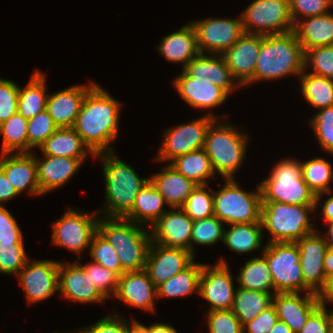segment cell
Segmentation results:
<instances>
[{"mask_svg":"<svg viewBox=\"0 0 333 333\" xmlns=\"http://www.w3.org/2000/svg\"><path fill=\"white\" fill-rule=\"evenodd\" d=\"M59 261L30 260L19 271L17 278L28 303L35 304L59 291Z\"/></svg>","mask_w":333,"mask_h":333,"instance_id":"obj_15","label":"cell"},{"mask_svg":"<svg viewBox=\"0 0 333 333\" xmlns=\"http://www.w3.org/2000/svg\"><path fill=\"white\" fill-rule=\"evenodd\" d=\"M43 72L34 70L25 87L19 86L18 112L27 120L46 110L48 94Z\"/></svg>","mask_w":333,"mask_h":333,"instance_id":"obj_33","label":"cell"},{"mask_svg":"<svg viewBox=\"0 0 333 333\" xmlns=\"http://www.w3.org/2000/svg\"><path fill=\"white\" fill-rule=\"evenodd\" d=\"M240 269L235 278L239 284L238 287L273 295L277 293L268 264L263 256L251 258Z\"/></svg>","mask_w":333,"mask_h":333,"instance_id":"obj_39","label":"cell"},{"mask_svg":"<svg viewBox=\"0 0 333 333\" xmlns=\"http://www.w3.org/2000/svg\"><path fill=\"white\" fill-rule=\"evenodd\" d=\"M169 164L196 185H207L208 179L215 178L210 158L204 149L178 156Z\"/></svg>","mask_w":333,"mask_h":333,"instance_id":"obj_36","label":"cell"},{"mask_svg":"<svg viewBox=\"0 0 333 333\" xmlns=\"http://www.w3.org/2000/svg\"><path fill=\"white\" fill-rule=\"evenodd\" d=\"M123 318L118 314H111L80 331L81 333H127V320Z\"/></svg>","mask_w":333,"mask_h":333,"instance_id":"obj_55","label":"cell"},{"mask_svg":"<svg viewBox=\"0 0 333 333\" xmlns=\"http://www.w3.org/2000/svg\"><path fill=\"white\" fill-rule=\"evenodd\" d=\"M263 230L262 222L230 224L222 243L236 253H250L261 247Z\"/></svg>","mask_w":333,"mask_h":333,"instance_id":"obj_35","label":"cell"},{"mask_svg":"<svg viewBox=\"0 0 333 333\" xmlns=\"http://www.w3.org/2000/svg\"><path fill=\"white\" fill-rule=\"evenodd\" d=\"M89 254L93 262L101 264L107 269L117 273L119 276L125 272L122 269L115 249L98 231L91 240Z\"/></svg>","mask_w":333,"mask_h":333,"instance_id":"obj_44","label":"cell"},{"mask_svg":"<svg viewBox=\"0 0 333 333\" xmlns=\"http://www.w3.org/2000/svg\"><path fill=\"white\" fill-rule=\"evenodd\" d=\"M81 266L85 269L87 275L90 276L95 287L107 300L115 295L120 277L117 273L93 261Z\"/></svg>","mask_w":333,"mask_h":333,"instance_id":"obj_49","label":"cell"},{"mask_svg":"<svg viewBox=\"0 0 333 333\" xmlns=\"http://www.w3.org/2000/svg\"><path fill=\"white\" fill-rule=\"evenodd\" d=\"M318 298L323 305L327 303L333 304V275L326 279V284L318 294Z\"/></svg>","mask_w":333,"mask_h":333,"instance_id":"obj_58","label":"cell"},{"mask_svg":"<svg viewBox=\"0 0 333 333\" xmlns=\"http://www.w3.org/2000/svg\"><path fill=\"white\" fill-rule=\"evenodd\" d=\"M193 222L182 208L173 207L151 226V240L165 247L191 252Z\"/></svg>","mask_w":333,"mask_h":333,"instance_id":"obj_17","label":"cell"},{"mask_svg":"<svg viewBox=\"0 0 333 333\" xmlns=\"http://www.w3.org/2000/svg\"><path fill=\"white\" fill-rule=\"evenodd\" d=\"M321 214L323 215L324 221L327 223L333 222V196H328L324 201Z\"/></svg>","mask_w":333,"mask_h":333,"instance_id":"obj_59","label":"cell"},{"mask_svg":"<svg viewBox=\"0 0 333 333\" xmlns=\"http://www.w3.org/2000/svg\"><path fill=\"white\" fill-rule=\"evenodd\" d=\"M98 218L95 212L70 208L52 225L53 245L68 249L75 254L89 250L91 240L97 232Z\"/></svg>","mask_w":333,"mask_h":333,"instance_id":"obj_12","label":"cell"},{"mask_svg":"<svg viewBox=\"0 0 333 333\" xmlns=\"http://www.w3.org/2000/svg\"><path fill=\"white\" fill-rule=\"evenodd\" d=\"M327 226H329L327 231L328 235L323 233V237L328 245V248H333V222L327 223Z\"/></svg>","mask_w":333,"mask_h":333,"instance_id":"obj_64","label":"cell"},{"mask_svg":"<svg viewBox=\"0 0 333 333\" xmlns=\"http://www.w3.org/2000/svg\"><path fill=\"white\" fill-rule=\"evenodd\" d=\"M305 52L294 33L263 35L254 77L245 85L285 76L299 77L305 70Z\"/></svg>","mask_w":333,"mask_h":333,"instance_id":"obj_2","label":"cell"},{"mask_svg":"<svg viewBox=\"0 0 333 333\" xmlns=\"http://www.w3.org/2000/svg\"><path fill=\"white\" fill-rule=\"evenodd\" d=\"M304 52L320 46L333 45V14L326 13L296 20L292 29Z\"/></svg>","mask_w":333,"mask_h":333,"instance_id":"obj_29","label":"cell"},{"mask_svg":"<svg viewBox=\"0 0 333 333\" xmlns=\"http://www.w3.org/2000/svg\"><path fill=\"white\" fill-rule=\"evenodd\" d=\"M18 195L20 194L0 169V206L3 205L2 203L8 202Z\"/></svg>","mask_w":333,"mask_h":333,"instance_id":"obj_57","label":"cell"},{"mask_svg":"<svg viewBox=\"0 0 333 333\" xmlns=\"http://www.w3.org/2000/svg\"><path fill=\"white\" fill-rule=\"evenodd\" d=\"M194 255L185 249L169 248L151 242L145 270L157 288L162 283L183 271L193 261Z\"/></svg>","mask_w":333,"mask_h":333,"instance_id":"obj_18","label":"cell"},{"mask_svg":"<svg viewBox=\"0 0 333 333\" xmlns=\"http://www.w3.org/2000/svg\"><path fill=\"white\" fill-rule=\"evenodd\" d=\"M149 333H177V330L165 323H154L149 325Z\"/></svg>","mask_w":333,"mask_h":333,"instance_id":"obj_61","label":"cell"},{"mask_svg":"<svg viewBox=\"0 0 333 333\" xmlns=\"http://www.w3.org/2000/svg\"><path fill=\"white\" fill-rule=\"evenodd\" d=\"M158 52L169 62L178 63L182 69L197 55L200 54L197 36L191 23L182 26L176 32L161 38Z\"/></svg>","mask_w":333,"mask_h":333,"instance_id":"obj_28","label":"cell"},{"mask_svg":"<svg viewBox=\"0 0 333 333\" xmlns=\"http://www.w3.org/2000/svg\"><path fill=\"white\" fill-rule=\"evenodd\" d=\"M191 24L201 54H222L244 33L240 15L236 19L206 18Z\"/></svg>","mask_w":333,"mask_h":333,"instance_id":"obj_13","label":"cell"},{"mask_svg":"<svg viewBox=\"0 0 333 333\" xmlns=\"http://www.w3.org/2000/svg\"><path fill=\"white\" fill-rule=\"evenodd\" d=\"M262 249L277 293L311 292L304 285L296 242H270Z\"/></svg>","mask_w":333,"mask_h":333,"instance_id":"obj_9","label":"cell"},{"mask_svg":"<svg viewBox=\"0 0 333 333\" xmlns=\"http://www.w3.org/2000/svg\"><path fill=\"white\" fill-rule=\"evenodd\" d=\"M100 217L103 219L98 220L97 231L115 249L122 269L125 272L145 269L152 242L150 228L146 230L122 217Z\"/></svg>","mask_w":333,"mask_h":333,"instance_id":"obj_4","label":"cell"},{"mask_svg":"<svg viewBox=\"0 0 333 333\" xmlns=\"http://www.w3.org/2000/svg\"><path fill=\"white\" fill-rule=\"evenodd\" d=\"M240 16L246 33L283 34L291 32L294 26L289 0H254Z\"/></svg>","mask_w":333,"mask_h":333,"instance_id":"obj_10","label":"cell"},{"mask_svg":"<svg viewBox=\"0 0 333 333\" xmlns=\"http://www.w3.org/2000/svg\"><path fill=\"white\" fill-rule=\"evenodd\" d=\"M268 333H294L290 327L280 320H278Z\"/></svg>","mask_w":333,"mask_h":333,"instance_id":"obj_63","label":"cell"},{"mask_svg":"<svg viewBox=\"0 0 333 333\" xmlns=\"http://www.w3.org/2000/svg\"><path fill=\"white\" fill-rule=\"evenodd\" d=\"M323 267L326 279L333 275V248H328L324 255Z\"/></svg>","mask_w":333,"mask_h":333,"instance_id":"obj_60","label":"cell"},{"mask_svg":"<svg viewBox=\"0 0 333 333\" xmlns=\"http://www.w3.org/2000/svg\"><path fill=\"white\" fill-rule=\"evenodd\" d=\"M19 86L5 79H0V124L18 112Z\"/></svg>","mask_w":333,"mask_h":333,"instance_id":"obj_52","label":"cell"},{"mask_svg":"<svg viewBox=\"0 0 333 333\" xmlns=\"http://www.w3.org/2000/svg\"><path fill=\"white\" fill-rule=\"evenodd\" d=\"M23 239L15 217L4 205L0 206V243H23Z\"/></svg>","mask_w":333,"mask_h":333,"instance_id":"obj_54","label":"cell"},{"mask_svg":"<svg viewBox=\"0 0 333 333\" xmlns=\"http://www.w3.org/2000/svg\"><path fill=\"white\" fill-rule=\"evenodd\" d=\"M114 297L131 307L154 312L157 288L150 280L145 269L124 272L119 277L118 287Z\"/></svg>","mask_w":333,"mask_h":333,"instance_id":"obj_24","label":"cell"},{"mask_svg":"<svg viewBox=\"0 0 333 333\" xmlns=\"http://www.w3.org/2000/svg\"><path fill=\"white\" fill-rule=\"evenodd\" d=\"M315 205H295L281 202H262L261 222L270 233V242H296L316 232L310 223Z\"/></svg>","mask_w":333,"mask_h":333,"instance_id":"obj_6","label":"cell"},{"mask_svg":"<svg viewBox=\"0 0 333 333\" xmlns=\"http://www.w3.org/2000/svg\"><path fill=\"white\" fill-rule=\"evenodd\" d=\"M279 320L273 304L253 320L243 325V333H268Z\"/></svg>","mask_w":333,"mask_h":333,"instance_id":"obj_56","label":"cell"},{"mask_svg":"<svg viewBox=\"0 0 333 333\" xmlns=\"http://www.w3.org/2000/svg\"><path fill=\"white\" fill-rule=\"evenodd\" d=\"M0 169L21 194L28 190L30 195H42L37 179V165L33 152L0 154Z\"/></svg>","mask_w":333,"mask_h":333,"instance_id":"obj_23","label":"cell"},{"mask_svg":"<svg viewBox=\"0 0 333 333\" xmlns=\"http://www.w3.org/2000/svg\"><path fill=\"white\" fill-rule=\"evenodd\" d=\"M85 159L43 155L35 156L37 179L42 195L60 188L78 172Z\"/></svg>","mask_w":333,"mask_h":333,"instance_id":"obj_26","label":"cell"},{"mask_svg":"<svg viewBox=\"0 0 333 333\" xmlns=\"http://www.w3.org/2000/svg\"><path fill=\"white\" fill-rule=\"evenodd\" d=\"M57 129V125L46 110L29 119L27 125L28 152H32L31 149L39 148Z\"/></svg>","mask_w":333,"mask_h":333,"instance_id":"obj_46","label":"cell"},{"mask_svg":"<svg viewBox=\"0 0 333 333\" xmlns=\"http://www.w3.org/2000/svg\"><path fill=\"white\" fill-rule=\"evenodd\" d=\"M305 295V296H304ZM276 293L272 304L280 321L285 322L294 333H299L308 317L321 305L318 294L305 292Z\"/></svg>","mask_w":333,"mask_h":333,"instance_id":"obj_22","label":"cell"},{"mask_svg":"<svg viewBox=\"0 0 333 333\" xmlns=\"http://www.w3.org/2000/svg\"><path fill=\"white\" fill-rule=\"evenodd\" d=\"M303 71L299 76L303 98L318 110L333 106V80Z\"/></svg>","mask_w":333,"mask_h":333,"instance_id":"obj_40","label":"cell"},{"mask_svg":"<svg viewBox=\"0 0 333 333\" xmlns=\"http://www.w3.org/2000/svg\"><path fill=\"white\" fill-rule=\"evenodd\" d=\"M262 202L315 205V194L302 177L300 161L288 158L278 162L270 176L259 184Z\"/></svg>","mask_w":333,"mask_h":333,"instance_id":"obj_7","label":"cell"},{"mask_svg":"<svg viewBox=\"0 0 333 333\" xmlns=\"http://www.w3.org/2000/svg\"><path fill=\"white\" fill-rule=\"evenodd\" d=\"M304 66L305 70L310 66L313 75L333 80V45L306 50Z\"/></svg>","mask_w":333,"mask_h":333,"instance_id":"obj_45","label":"cell"},{"mask_svg":"<svg viewBox=\"0 0 333 333\" xmlns=\"http://www.w3.org/2000/svg\"><path fill=\"white\" fill-rule=\"evenodd\" d=\"M220 122L222 120L215 119L209 126L203 149L210 158L215 173L218 172L224 179L235 178L234 173L246 159L249 137L232 124Z\"/></svg>","mask_w":333,"mask_h":333,"instance_id":"obj_5","label":"cell"},{"mask_svg":"<svg viewBox=\"0 0 333 333\" xmlns=\"http://www.w3.org/2000/svg\"><path fill=\"white\" fill-rule=\"evenodd\" d=\"M28 120L19 112L0 124V134L3 136L2 153L28 152Z\"/></svg>","mask_w":333,"mask_h":333,"instance_id":"obj_41","label":"cell"},{"mask_svg":"<svg viewBox=\"0 0 333 333\" xmlns=\"http://www.w3.org/2000/svg\"><path fill=\"white\" fill-rule=\"evenodd\" d=\"M209 333H243V326L231 310L206 313Z\"/></svg>","mask_w":333,"mask_h":333,"instance_id":"obj_50","label":"cell"},{"mask_svg":"<svg viewBox=\"0 0 333 333\" xmlns=\"http://www.w3.org/2000/svg\"><path fill=\"white\" fill-rule=\"evenodd\" d=\"M94 157L102 159L105 179V207L99 213L104 217H124L133 207L139 191L150 180L140 178L136 171L114 152H102ZM104 212V213H103Z\"/></svg>","mask_w":333,"mask_h":333,"instance_id":"obj_3","label":"cell"},{"mask_svg":"<svg viewBox=\"0 0 333 333\" xmlns=\"http://www.w3.org/2000/svg\"><path fill=\"white\" fill-rule=\"evenodd\" d=\"M95 84L73 85L67 89L48 95L46 111L58 128L73 127L80 112L87 91Z\"/></svg>","mask_w":333,"mask_h":333,"instance_id":"obj_25","label":"cell"},{"mask_svg":"<svg viewBox=\"0 0 333 333\" xmlns=\"http://www.w3.org/2000/svg\"><path fill=\"white\" fill-rule=\"evenodd\" d=\"M161 170L162 172L152 175L149 178L150 181L170 208H181L197 185L185 178L169 163Z\"/></svg>","mask_w":333,"mask_h":333,"instance_id":"obj_30","label":"cell"},{"mask_svg":"<svg viewBox=\"0 0 333 333\" xmlns=\"http://www.w3.org/2000/svg\"><path fill=\"white\" fill-rule=\"evenodd\" d=\"M300 255L304 285L313 293L319 294L326 284L323 267L328 245L318 230L296 241Z\"/></svg>","mask_w":333,"mask_h":333,"instance_id":"obj_16","label":"cell"},{"mask_svg":"<svg viewBox=\"0 0 333 333\" xmlns=\"http://www.w3.org/2000/svg\"><path fill=\"white\" fill-rule=\"evenodd\" d=\"M223 236V222L218 217L212 216L194 221L191 235V253L195 256L194 244L211 246L219 240L223 242Z\"/></svg>","mask_w":333,"mask_h":333,"instance_id":"obj_43","label":"cell"},{"mask_svg":"<svg viewBox=\"0 0 333 333\" xmlns=\"http://www.w3.org/2000/svg\"><path fill=\"white\" fill-rule=\"evenodd\" d=\"M121 104L95 83L86 93L73 129L94 153L113 152L118 136Z\"/></svg>","mask_w":333,"mask_h":333,"instance_id":"obj_1","label":"cell"},{"mask_svg":"<svg viewBox=\"0 0 333 333\" xmlns=\"http://www.w3.org/2000/svg\"><path fill=\"white\" fill-rule=\"evenodd\" d=\"M43 155L85 159L87 153L95 154L83 142L81 136L72 127L58 128L39 147ZM88 151V152H87Z\"/></svg>","mask_w":333,"mask_h":333,"instance_id":"obj_31","label":"cell"},{"mask_svg":"<svg viewBox=\"0 0 333 333\" xmlns=\"http://www.w3.org/2000/svg\"><path fill=\"white\" fill-rule=\"evenodd\" d=\"M207 187L208 185H197L181 207L193 221L214 216L213 189H209V193Z\"/></svg>","mask_w":333,"mask_h":333,"instance_id":"obj_42","label":"cell"},{"mask_svg":"<svg viewBox=\"0 0 333 333\" xmlns=\"http://www.w3.org/2000/svg\"><path fill=\"white\" fill-rule=\"evenodd\" d=\"M214 216L227 225L261 222V190L256 192L243 190L235 178L225 179V184L215 193Z\"/></svg>","mask_w":333,"mask_h":333,"instance_id":"obj_8","label":"cell"},{"mask_svg":"<svg viewBox=\"0 0 333 333\" xmlns=\"http://www.w3.org/2000/svg\"><path fill=\"white\" fill-rule=\"evenodd\" d=\"M210 112H207L206 116L167 129L155 161L170 163L178 156L203 149L209 126L215 119H219Z\"/></svg>","mask_w":333,"mask_h":333,"instance_id":"obj_11","label":"cell"},{"mask_svg":"<svg viewBox=\"0 0 333 333\" xmlns=\"http://www.w3.org/2000/svg\"><path fill=\"white\" fill-rule=\"evenodd\" d=\"M309 123L323 151L333 154V106L318 110Z\"/></svg>","mask_w":333,"mask_h":333,"instance_id":"obj_47","label":"cell"},{"mask_svg":"<svg viewBox=\"0 0 333 333\" xmlns=\"http://www.w3.org/2000/svg\"><path fill=\"white\" fill-rule=\"evenodd\" d=\"M228 264L221 258L213 266L203 264L199 295L209 303L208 311L231 310L236 287Z\"/></svg>","mask_w":333,"mask_h":333,"instance_id":"obj_14","label":"cell"},{"mask_svg":"<svg viewBox=\"0 0 333 333\" xmlns=\"http://www.w3.org/2000/svg\"><path fill=\"white\" fill-rule=\"evenodd\" d=\"M263 35L244 32L239 40L222 56L240 86H245L253 77Z\"/></svg>","mask_w":333,"mask_h":333,"instance_id":"obj_19","label":"cell"},{"mask_svg":"<svg viewBox=\"0 0 333 333\" xmlns=\"http://www.w3.org/2000/svg\"><path fill=\"white\" fill-rule=\"evenodd\" d=\"M28 259L24 243H0V274L17 276Z\"/></svg>","mask_w":333,"mask_h":333,"instance_id":"obj_48","label":"cell"},{"mask_svg":"<svg viewBox=\"0 0 333 333\" xmlns=\"http://www.w3.org/2000/svg\"><path fill=\"white\" fill-rule=\"evenodd\" d=\"M127 333H149V326L147 327L138 321L132 320L131 324L127 322Z\"/></svg>","mask_w":333,"mask_h":333,"instance_id":"obj_62","label":"cell"},{"mask_svg":"<svg viewBox=\"0 0 333 333\" xmlns=\"http://www.w3.org/2000/svg\"><path fill=\"white\" fill-rule=\"evenodd\" d=\"M58 284L61 296L67 300L84 304L103 303L106 300L77 261L74 264L60 261Z\"/></svg>","mask_w":333,"mask_h":333,"instance_id":"obj_20","label":"cell"},{"mask_svg":"<svg viewBox=\"0 0 333 333\" xmlns=\"http://www.w3.org/2000/svg\"><path fill=\"white\" fill-rule=\"evenodd\" d=\"M165 204L163 196L149 180L136 196L132 209L123 218L151 228L166 212Z\"/></svg>","mask_w":333,"mask_h":333,"instance_id":"obj_32","label":"cell"},{"mask_svg":"<svg viewBox=\"0 0 333 333\" xmlns=\"http://www.w3.org/2000/svg\"><path fill=\"white\" fill-rule=\"evenodd\" d=\"M299 333H333L332 312L321 304L309 317Z\"/></svg>","mask_w":333,"mask_h":333,"instance_id":"obj_53","label":"cell"},{"mask_svg":"<svg viewBox=\"0 0 333 333\" xmlns=\"http://www.w3.org/2000/svg\"><path fill=\"white\" fill-rule=\"evenodd\" d=\"M333 5L331 0H289L290 13L293 22L311 17L329 13L330 6Z\"/></svg>","mask_w":333,"mask_h":333,"instance_id":"obj_51","label":"cell"},{"mask_svg":"<svg viewBox=\"0 0 333 333\" xmlns=\"http://www.w3.org/2000/svg\"><path fill=\"white\" fill-rule=\"evenodd\" d=\"M55 333H59V332L56 331ZM71 333H72V332H71ZM74 333H75V332H74ZM76 333H81V331H80V330H79V331L76 330Z\"/></svg>","mask_w":333,"mask_h":333,"instance_id":"obj_65","label":"cell"},{"mask_svg":"<svg viewBox=\"0 0 333 333\" xmlns=\"http://www.w3.org/2000/svg\"><path fill=\"white\" fill-rule=\"evenodd\" d=\"M173 87L189 106L198 109H214L225 103L229 94L210 80L189 76L184 70L173 81Z\"/></svg>","mask_w":333,"mask_h":333,"instance_id":"obj_21","label":"cell"},{"mask_svg":"<svg viewBox=\"0 0 333 333\" xmlns=\"http://www.w3.org/2000/svg\"><path fill=\"white\" fill-rule=\"evenodd\" d=\"M203 264L193 261L183 271L177 273L157 287V298L186 297L199 293V281Z\"/></svg>","mask_w":333,"mask_h":333,"instance_id":"obj_37","label":"cell"},{"mask_svg":"<svg viewBox=\"0 0 333 333\" xmlns=\"http://www.w3.org/2000/svg\"><path fill=\"white\" fill-rule=\"evenodd\" d=\"M302 177L315 196V209L321 202L323 194H332L330 182L333 181V166L330 161L315 157L305 162H300Z\"/></svg>","mask_w":333,"mask_h":333,"instance_id":"obj_34","label":"cell"},{"mask_svg":"<svg viewBox=\"0 0 333 333\" xmlns=\"http://www.w3.org/2000/svg\"><path fill=\"white\" fill-rule=\"evenodd\" d=\"M189 76L197 79L210 80L223 88L228 94L241 87L232 74L222 54H199L183 69Z\"/></svg>","mask_w":333,"mask_h":333,"instance_id":"obj_27","label":"cell"},{"mask_svg":"<svg viewBox=\"0 0 333 333\" xmlns=\"http://www.w3.org/2000/svg\"><path fill=\"white\" fill-rule=\"evenodd\" d=\"M273 296L271 293L237 287L231 311L243 326L270 307Z\"/></svg>","mask_w":333,"mask_h":333,"instance_id":"obj_38","label":"cell"}]
</instances>
